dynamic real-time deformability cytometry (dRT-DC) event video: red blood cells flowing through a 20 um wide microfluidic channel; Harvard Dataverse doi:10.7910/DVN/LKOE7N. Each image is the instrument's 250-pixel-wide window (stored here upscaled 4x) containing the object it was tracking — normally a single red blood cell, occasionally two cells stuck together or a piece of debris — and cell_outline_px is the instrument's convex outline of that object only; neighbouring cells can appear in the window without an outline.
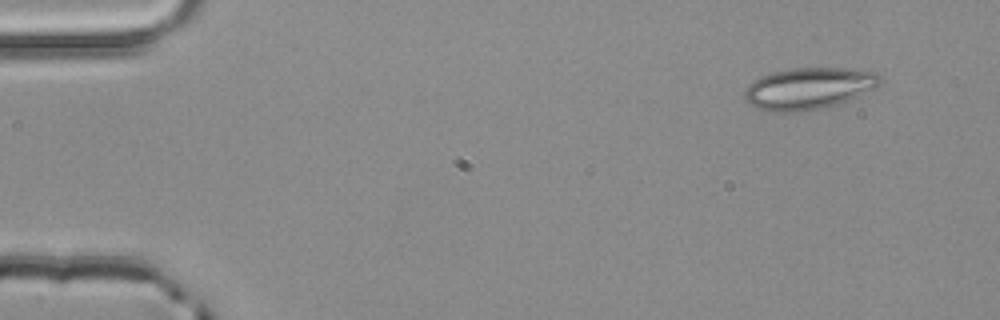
{"species": "common noctule bat (a hibernating species)", "species_latin": "Nyctalus noctula", "temperature_condition": "room temperature", "stored_images_in_passage": 4, "camera_frame_rate_fps": 3000, "um_per_image_px": 0.085, "animal": {"sex": "male", "body_mass_g": 20.4}, "frame": {"image": 1, "passage_image": 1, "time_ms": 0.0, "image_size_px": [1000, 320], "cell_outline_px": [[880, 84], [876, 88], [836, 104], [820, 108], [796, 112], [772, 112], [756, 108], [748, 104], [744, 100], [744, 92], [748, 84], [752, 80], [772, 72], [792, 68], [852, 68], [876, 72], [880, 76]], "centroid_in_image_um": [68.69, 7.51], "position_along_channel_um": 16.3, "area_um2": 33.0}}